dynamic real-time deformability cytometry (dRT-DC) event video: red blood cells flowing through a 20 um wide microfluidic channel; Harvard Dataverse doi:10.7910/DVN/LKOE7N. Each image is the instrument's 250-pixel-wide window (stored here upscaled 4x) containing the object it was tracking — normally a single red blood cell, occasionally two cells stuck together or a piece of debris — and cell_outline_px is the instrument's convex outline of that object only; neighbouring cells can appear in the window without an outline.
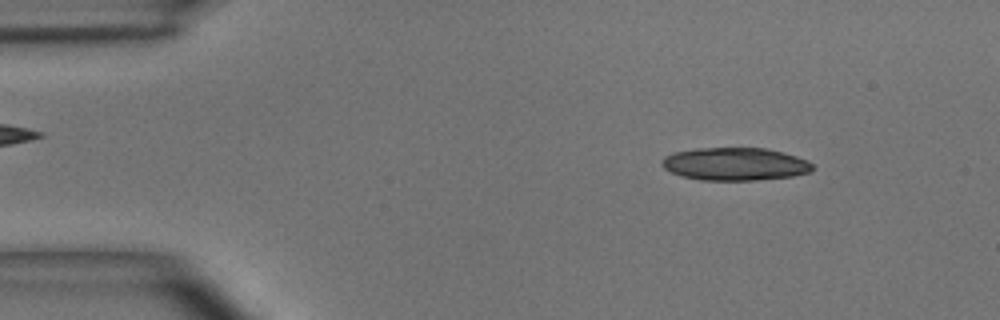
{"species": "common noctule bat (a hibernating species)", "species_latin": "Nyctalus noctula", "temperature_condition": "room temperature", "stored_images_in_passage": 47, "camera_frame_rate_fps": 3000, "um_per_image_px": 0.085, "animal": {"sex": "male", "body_mass_g": 15.6}, "frame": {"image": 1, "passage_image": 5, "time_ms": 1.333, "image_size_px": [1000, 320], "cell_outline_px": [[816, 168], [812, 172], [792, 176], [756, 180], [700, 180], [680, 176], [664, 168], [660, 164], [664, 156], [672, 152], [696, 148], [764, 148], [784, 152], [796, 156], [812, 164]], "centroid_in_image_um": [62.46, 13.94], "position_along_channel_um": 22.5, "area_um2": 29.02}, "authors_computed_cell_mechanics": {"area_um2": 18.3804, "velocity_mm_per_s": 4.0695, "shape_relaxation_time_tau1_ms": 4.9055, "shape_relaxation_time_tau2_ms": 3.0015, "deformation_change_tau1": 0.1794, "deformation_change_tau2": 0.0871}}